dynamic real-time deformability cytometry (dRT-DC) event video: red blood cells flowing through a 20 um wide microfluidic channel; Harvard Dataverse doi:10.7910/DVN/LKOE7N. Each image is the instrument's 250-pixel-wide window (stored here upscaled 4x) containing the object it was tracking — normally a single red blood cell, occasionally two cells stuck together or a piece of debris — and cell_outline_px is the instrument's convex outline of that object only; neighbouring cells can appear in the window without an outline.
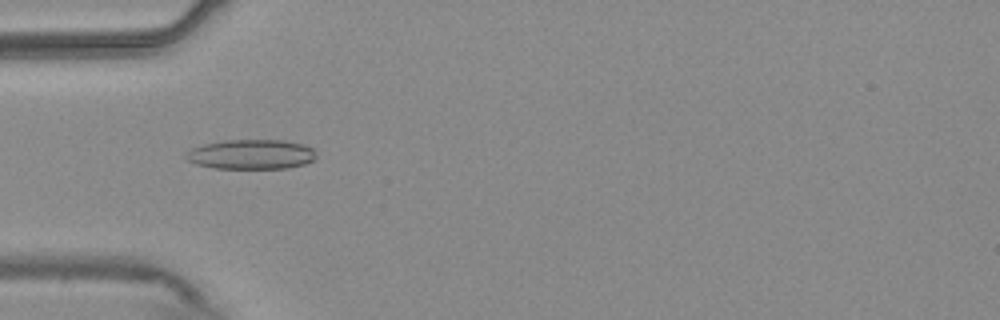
{"species": "common noctule bat (a hibernating species)", "species_latin": "Nyctalus noctula", "temperature_condition": "warm", "stored_images_in_passage": 39, "camera_frame_rate_fps": 3000, "um_per_image_px": 0.085, "animal": {"sex": "male", "body_mass_g": 20.4}, "frame": {"image": 1, "passage_image": 2, "time_ms": 0.333, "image_size_px": [1000, 320], "cell_outline_px": [[316, 156], [312, 160], [304, 164], [288, 168], [212, 168], [196, 164], [188, 160], [184, 156], [184, 152], [192, 148], [204, 144], [224, 140], [284, 140], [304, 144], [312, 148], [316, 152]], "centroid_in_image_um": [21.33, 13.11], "position_along_channel_um": 63.7, "area_um2": 22.66}}
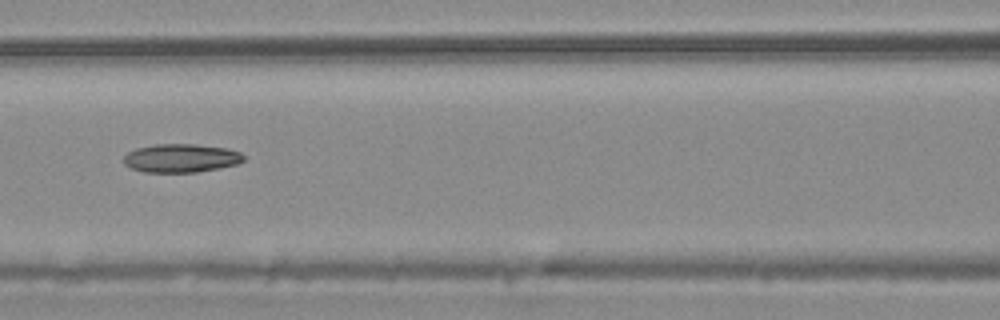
{"frame": {"image": 2, "passage_image": 9, "time_ms": 2.667, "image_size_px": [1000, 320], "cell_outline_px": [[244, 160], [236, 164], [220, 168], [196, 172], [144, 172], [132, 168], [124, 164], [124, 156], [128, 152], [136, 148], [152, 144], [196, 144], [228, 148], [240, 152], [244, 156]], "centroid_in_image_um": [15.39, 13.43], "position_along_channel_um": 151.2, "area_um2": 20.0}}
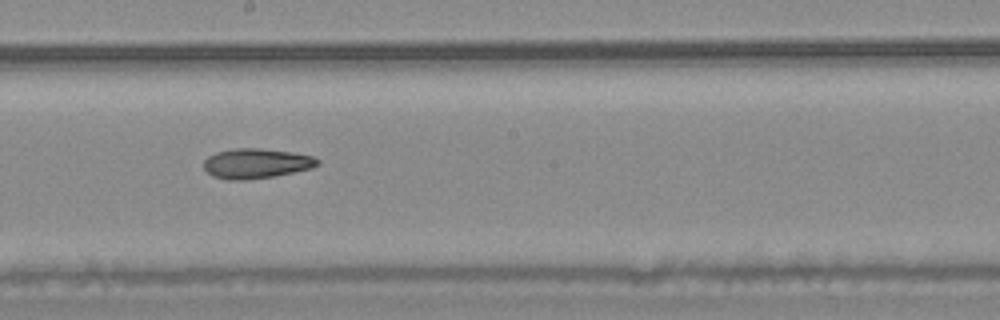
{"frame": {"image": 3, "passage_image": 15, "time_ms": 4.667, "image_size_px": [1000, 320], "cell_outline_px": [[320, 164], [312, 168], [272, 176], [244, 180], [228, 180], [212, 176], [204, 168], [204, 160], [208, 156], [216, 152], [236, 148], [260, 148], [292, 152], [312, 156], [320, 160]], "centroid_in_image_um": [21.77, 13.88], "position_along_channel_um": 226.4, "area_um2": 19.77}}